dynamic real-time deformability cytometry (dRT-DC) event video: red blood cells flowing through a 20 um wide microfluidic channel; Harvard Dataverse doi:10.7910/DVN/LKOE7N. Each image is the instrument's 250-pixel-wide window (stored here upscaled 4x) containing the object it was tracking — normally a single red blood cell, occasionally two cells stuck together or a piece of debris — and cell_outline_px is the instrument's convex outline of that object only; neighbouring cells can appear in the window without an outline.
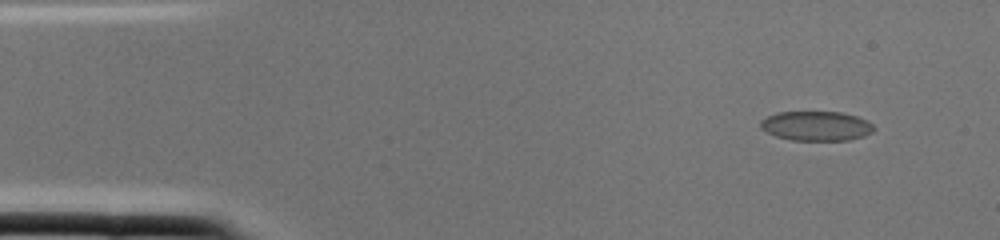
{"species": "common noctule bat (a hibernating species)", "species_latin": "Nyctalus noctula", "temperature_condition": "cold", "stored_images_in_passage": 1, "camera_frame_rate_fps": 3000, "um_per_image_px": 0.085, "animal": {"sex": "female", "body_mass_g": 22.0, "forearm_length_mm": 56.7}, "frame": {"image": 1, "passage_image": 1, "time_ms": 0.0, "image_size_px": [1000, 240], "cell_outline_px": [[876, 128], [872, 132], [864, 136], [848, 140], [792, 140], [776, 136], [760, 128], [760, 120], [776, 112], [840, 112], [856, 116], [868, 120]], "centroid_in_image_um": [69.39, 10.7], "position_along_channel_um": 15.6, "area_um2": 19.54}}